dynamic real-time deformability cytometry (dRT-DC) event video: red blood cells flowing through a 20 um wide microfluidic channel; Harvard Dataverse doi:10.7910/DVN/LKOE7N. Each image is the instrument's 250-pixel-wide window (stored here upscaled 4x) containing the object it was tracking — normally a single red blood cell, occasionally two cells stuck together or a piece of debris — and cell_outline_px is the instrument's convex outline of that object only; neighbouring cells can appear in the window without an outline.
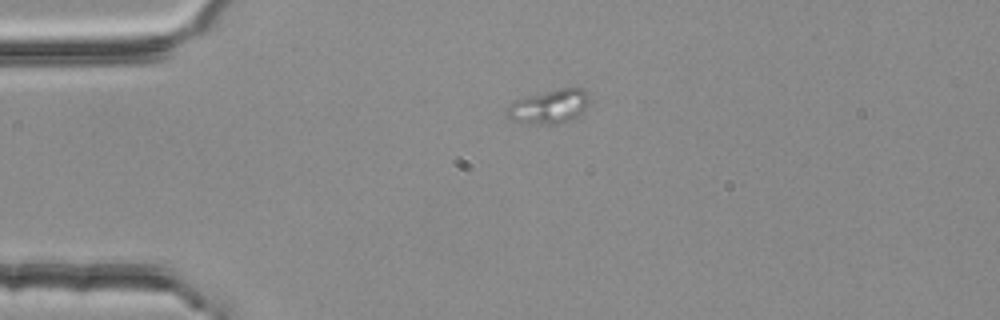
{"species": "common noctule bat (a hibernating species)", "species_latin": "Nyctalus noctula", "temperature_condition": "room temperature", "stored_images_in_passage": 2, "camera_frame_rate_fps": 3000, "um_per_image_px": 0.085, "animal": {"sex": "female", "body_mass_g": 25.1}, "frame": {"image": 1, "passage_image": 1, "time_ms": 0.0, "image_size_px": [1000, 320], "cell_outline_px": [[588, 104], [584, 112], [580, 116], [568, 120], [552, 124], [540, 124], [512, 120], [508, 116], [508, 108], [512, 100], [560, 88], [580, 88], [588, 92]], "centroid_in_image_um": [46.73, 9.04], "position_along_channel_um": 38.3, "area_um2": 16.07}}